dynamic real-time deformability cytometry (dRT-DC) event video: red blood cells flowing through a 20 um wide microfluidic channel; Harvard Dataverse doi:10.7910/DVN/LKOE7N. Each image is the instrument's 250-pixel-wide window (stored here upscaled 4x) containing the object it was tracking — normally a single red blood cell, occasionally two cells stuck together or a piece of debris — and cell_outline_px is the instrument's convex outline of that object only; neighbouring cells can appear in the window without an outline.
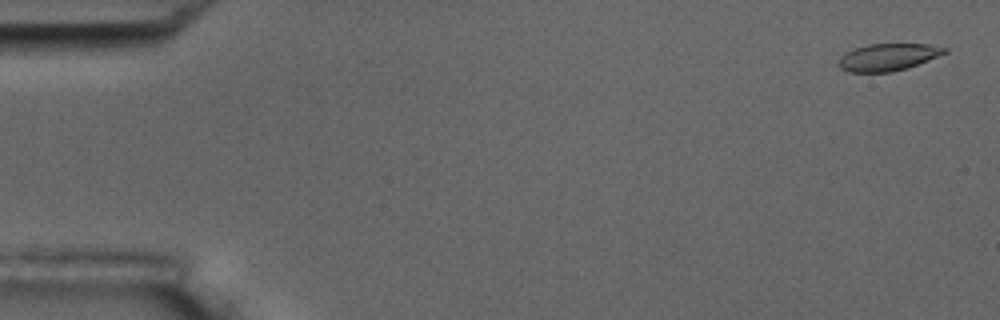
{"species": "common noctule bat (a hibernating species)", "species_latin": "Nyctalus noctula", "temperature_condition": "room temperature", "stored_images_in_passage": 4, "camera_frame_rate_fps": 3000, "um_per_image_px": 0.085, "animal": {"sex": "male", "body_mass_g": 17.5, "forearm_length_mm": 52.3}, "frame": {"image": 1, "passage_image": 1, "time_ms": 0.0, "image_size_px": [1000, 320], "cell_outline_px": [[948, 52], [908, 68], [892, 72], [848, 72], [840, 68], [840, 56], [856, 48], [868, 44], [928, 44], [948, 48]], "centroid_in_image_um": [75.51, 4.86], "position_along_channel_um": 9.5, "area_um2": 16.65}}